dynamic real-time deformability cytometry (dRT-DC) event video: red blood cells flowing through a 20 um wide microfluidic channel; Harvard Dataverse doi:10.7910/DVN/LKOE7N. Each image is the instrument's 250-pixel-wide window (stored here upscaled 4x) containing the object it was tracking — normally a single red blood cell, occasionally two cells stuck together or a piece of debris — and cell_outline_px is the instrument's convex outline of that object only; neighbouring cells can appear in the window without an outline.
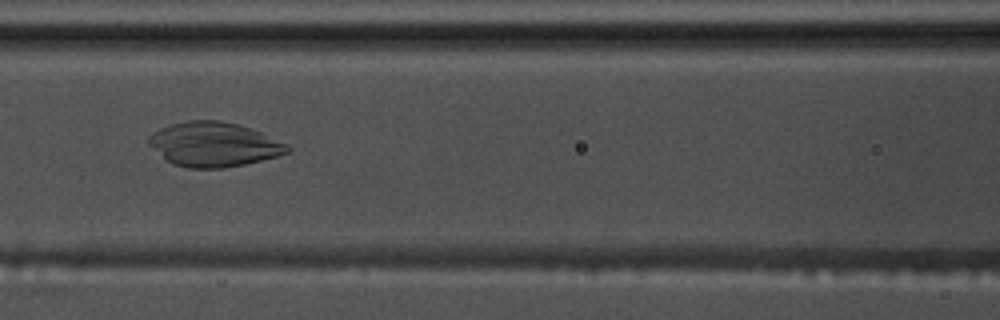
{"species": "common noctule bat (a hibernating species)", "species_latin": "Nyctalus noctula", "temperature_condition": "warm", "stored_images_in_passage": 56, "camera_frame_rate_fps": 3000, "um_per_image_px": 0.085, "animal": {"sex": "male", "body_mass_g": 17.5, "forearm_length_mm": 52.3}, "frame": {"image": 1, "passage_image": 25, "time_ms": 8.0, "image_size_px": [1000, 320], "cell_outline_px": [[292, 148], [288, 152], [276, 156], [244, 164], [224, 168], [188, 168], [172, 164], [148, 144], [148, 136], [152, 132], [160, 128], [172, 124], [188, 120], [216, 120], [240, 124], [260, 132], [288, 144]], "centroid_in_image_um": [18.16, 12.27], "position_along_channel_um": 148.4, "area_um2": 35.78}}